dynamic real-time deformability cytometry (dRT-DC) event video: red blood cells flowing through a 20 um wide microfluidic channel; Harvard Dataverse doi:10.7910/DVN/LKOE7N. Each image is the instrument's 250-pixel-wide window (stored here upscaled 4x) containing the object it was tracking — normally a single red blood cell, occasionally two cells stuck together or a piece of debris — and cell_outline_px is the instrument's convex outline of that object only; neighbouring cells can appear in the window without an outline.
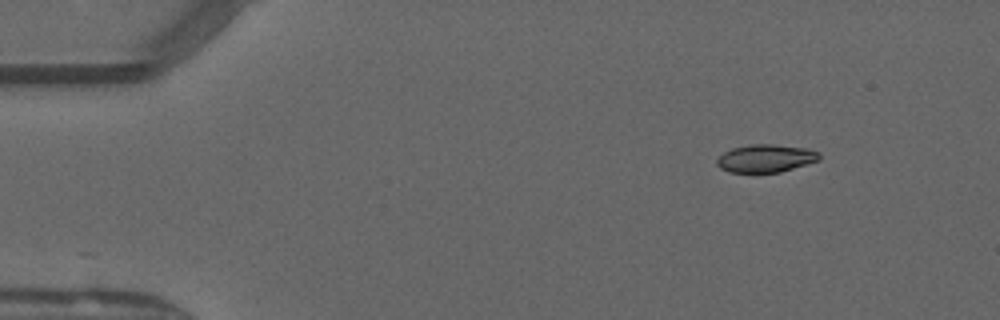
{"species": "common noctule bat (a hibernating species)", "species_latin": "Nyctalus noctula", "temperature_condition": "warm", "stored_images_in_passage": 45, "camera_frame_rate_fps": 3000, "um_per_image_px": 0.085, "animal": {"sex": "male", "forearm_length_mm": 52.5}, "frame": {"image": 1, "passage_image": 1, "time_ms": 0.0, "image_size_px": [1000, 320], "cell_outline_px": [[820, 160], [780, 172], [728, 172], [720, 168], [716, 164], [716, 160], [724, 152], [732, 148], [748, 144], [772, 144], [808, 148], [820, 152]], "centroid_in_image_um": [65.09, 13.45], "position_along_channel_um": 19.9, "area_um2": 16.7}}
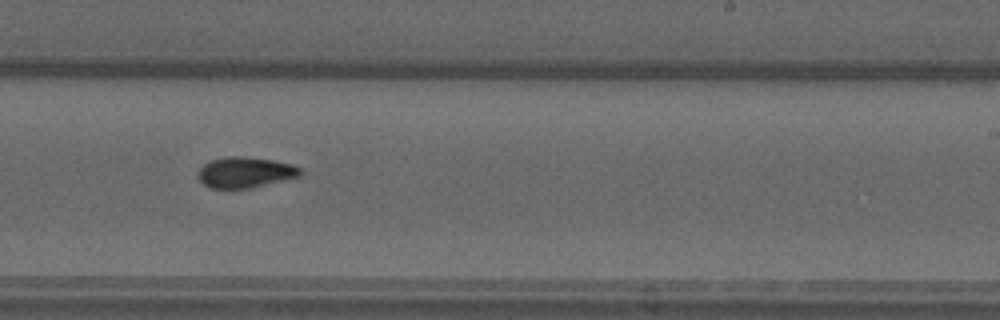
{"frame": {"image": 2, "passage_image": 26, "time_ms": 8.333, "image_size_px": [1000, 320], "cell_outline_px": [[304, 172], [300, 176], [252, 188], [208, 188], [196, 176], [196, 172], [208, 160], [224, 156], [244, 156], [272, 160], [292, 164], [300, 168]], "centroid_in_image_um": [20.81, 14.64], "position_along_channel_um": 268.2, "area_um2": 18.61}}
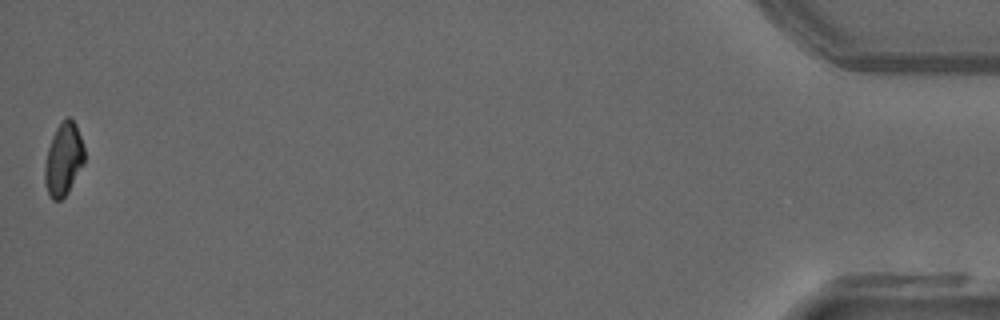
{"frame": {"image": 3, "passage_image": 45, "time_ms": 14.667, "image_size_px": [1000, 320], "cell_outline_px": [[84, 164], [68, 192], [60, 200], [52, 200], [48, 196], [44, 184], [44, 168], [48, 148], [52, 136], [56, 128], [64, 116], [68, 116], [76, 124], [84, 148]], "centroid_in_image_um": [5.38, 13.55], "position_along_channel_um": 429.8, "area_um2": 16.99}, "authors_computed_cell_mechanics": {"area_um2": 17.7446, "velocity_mm_per_s": 4.0858, "shape_relaxation_time_tau1_ms": 4.7237, "shape_relaxation_time_tau2_ms": 2.4978, "deformation_change_tau1": 0.1627, "deformation_change_tau2": 0.0638}}